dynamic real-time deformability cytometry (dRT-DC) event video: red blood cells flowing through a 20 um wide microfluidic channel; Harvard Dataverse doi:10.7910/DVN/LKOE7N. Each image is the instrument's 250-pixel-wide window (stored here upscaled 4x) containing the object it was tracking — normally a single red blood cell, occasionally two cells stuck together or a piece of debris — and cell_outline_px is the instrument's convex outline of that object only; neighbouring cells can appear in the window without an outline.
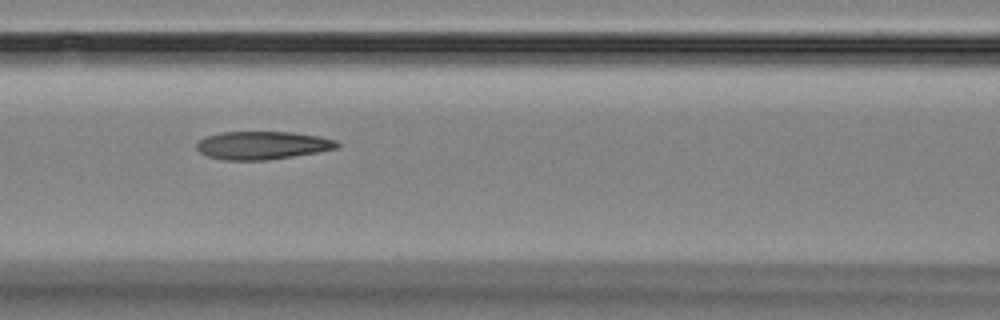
{"species": "Egyptian fruit bat (a non-hibernating species)", "species_latin": "Rousettus aegyptiacus", "temperature_condition": "room temperature", "stored_images_in_passage": 5, "camera_frame_rate_fps": 3000, "um_per_image_px": 0.085, "animal": {"sex": "female"}, "frame": {"image": 1, "passage_image": 4, "time_ms": 3.333, "image_size_px": [1000, 320], "cell_outline_px": [[340, 144], [336, 148], [316, 152], [292, 156], [264, 160], [224, 160], [208, 156], [200, 152], [196, 148], [196, 144], [200, 140], [208, 136], [220, 132], [292, 132], [320, 136], [336, 140]], "centroid_in_image_um": [22.29, 12.34], "position_along_channel_um": 144.3, "area_um2": 22.77}}
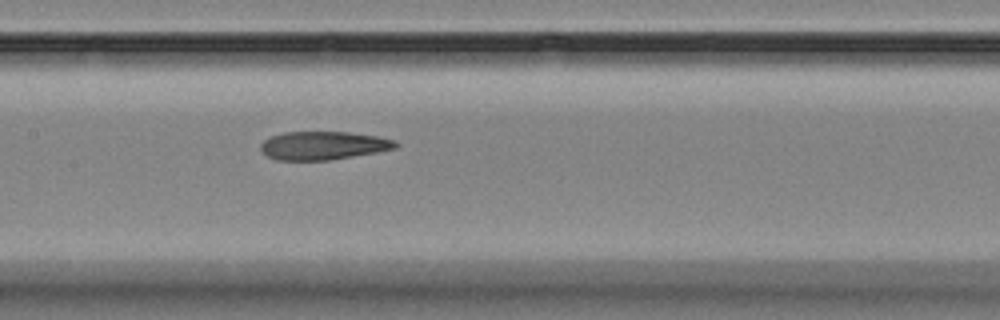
{"frame": {"image": 2, "passage_image": 5, "time_ms": 4.333, "image_size_px": [1000, 320], "cell_outline_px": [[400, 144], [396, 148], [376, 152], [328, 160], [276, 160], [268, 156], [260, 148], [260, 144], [264, 140], [272, 136], [284, 132], [348, 132], [380, 136], [396, 140]], "centroid_in_image_um": [27.51, 12.36], "position_along_channel_um": 179.9, "area_um2": 22.25}}